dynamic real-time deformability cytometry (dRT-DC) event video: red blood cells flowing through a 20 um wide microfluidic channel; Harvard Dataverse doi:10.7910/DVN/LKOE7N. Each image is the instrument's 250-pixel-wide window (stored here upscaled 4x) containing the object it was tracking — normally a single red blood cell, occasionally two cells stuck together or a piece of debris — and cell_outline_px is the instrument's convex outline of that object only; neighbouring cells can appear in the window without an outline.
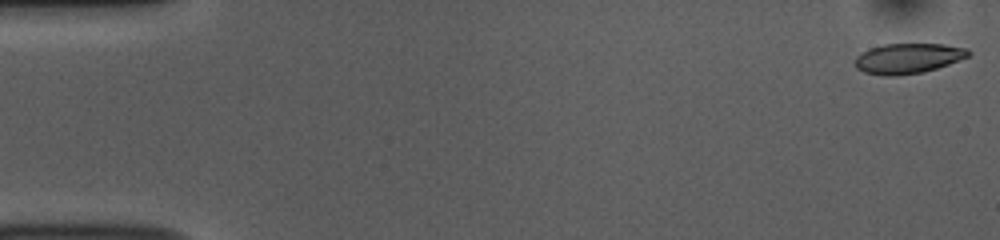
{"species": "common noctule bat (a hibernating species)", "species_latin": "Nyctalus noctula", "temperature_condition": "room temperature", "stored_images_in_passage": 12, "camera_frame_rate_fps": 3000, "um_per_image_px": 0.085, "animal": {"sex": "female", "body_mass_g": 10.0, "forearm_length_mm": 53.1}, "frame": {"image": 1, "passage_image": 1, "time_ms": 0.0, "image_size_px": [1000, 240], "cell_outline_px": [[972, 52], [968, 56], [948, 64], [924, 72], [896, 76], [884, 76], [864, 72], [856, 68], [856, 56], [868, 48], [884, 44], [944, 44], [968, 48]], "centroid_in_image_um": [77.18, 4.96], "position_along_channel_um": 7.8, "area_um2": 20.0}}